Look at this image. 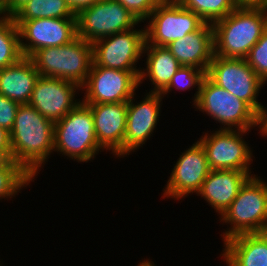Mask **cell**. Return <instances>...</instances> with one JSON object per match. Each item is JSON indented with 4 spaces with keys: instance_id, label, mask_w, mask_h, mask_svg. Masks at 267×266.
<instances>
[{
    "instance_id": "cell-1",
    "label": "cell",
    "mask_w": 267,
    "mask_h": 266,
    "mask_svg": "<svg viewBox=\"0 0 267 266\" xmlns=\"http://www.w3.org/2000/svg\"><path fill=\"white\" fill-rule=\"evenodd\" d=\"M9 133L12 160L34 179L53 154L54 123L31 105L20 104Z\"/></svg>"
},
{
    "instance_id": "cell-2",
    "label": "cell",
    "mask_w": 267,
    "mask_h": 266,
    "mask_svg": "<svg viewBox=\"0 0 267 266\" xmlns=\"http://www.w3.org/2000/svg\"><path fill=\"white\" fill-rule=\"evenodd\" d=\"M214 55L245 59L267 30V8L237 7L213 23Z\"/></svg>"
},
{
    "instance_id": "cell-3",
    "label": "cell",
    "mask_w": 267,
    "mask_h": 266,
    "mask_svg": "<svg viewBox=\"0 0 267 266\" xmlns=\"http://www.w3.org/2000/svg\"><path fill=\"white\" fill-rule=\"evenodd\" d=\"M257 176L246 180L236 198L219 216L222 225L230 226L220 234L222 241L238 234L267 232V183Z\"/></svg>"
},
{
    "instance_id": "cell-4",
    "label": "cell",
    "mask_w": 267,
    "mask_h": 266,
    "mask_svg": "<svg viewBox=\"0 0 267 266\" xmlns=\"http://www.w3.org/2000/svg\"><path fill=\"white\" fill-rule=\"evenodd\" d=\"M29 58L40 76L69 80L81 87L93 64V47L77 36L66 45L38 49Z\"/></svg>"
},
{
    "instance_id": "cell-5",
    "label": "cell",
    "mask_w": 267,
    "mask_h": 266,
    "mask_svg": "<svg viewBox=\"0 0 267 266\" xmlns=\"http://www.w3.org/2000/svg\"><path fill=\"white\" fill-rule=\"evenodd\" d=\"M99 151L104 149L96 139L92 111L83 102L54 123V152L88 163Z\"/></svg>"
},
{
    "instance_id": "cell-6",
    "label": "cell",
    "mask_w": 267,
    "mask_h": 266,
    "mask_svg": "<svg viewBox=\"0 0 267 266\" xmlns=\"http://www.w3.org/2000/svg\"><path fill=\"white\" fill-rule=\"evenodd\" d=\"M192 105L217 121L221 125L219 129L251 132L258 127L260 130V116L246 102L215 84L207 75L201 82L198 99Z\"/></svg>"
},
{
    "instance_id": "cell-7",
    "label": "cell",
    "mask_w": 267,
    "mask_h": 266,
    "mask_svg": "<svg viewBox=\"0 0 267 266\" xmlns=\"http://www.w3.org/2000/svg\"><path fill=\"white\" fill-rule=\"evenodd\" d=\"M206 75L218 86L246 102L260 117L265 106L258 96L265 82L242 58H225L214 55Z\"/></svg>"
},
{
    "instance_id": "cell-8",
    "label": "cell",
    "mask_w": 267,
    "mask_h": 266,
    "mask_svg": "<svg viewBox=\"0 0 267 266\" xmlns=\"http://www.w3.org/2000/svg\"><path fill=\"white\" fill-rule=\"evenodd\" d=\"M146 21L145 45L156 46H168L172 41L197 31L205 23L177 0H162Z\"/></svg>"
},
{
    "instance_id": "cell-9",
    "label": "cell",
    "mask_w": 267,
    "mask_h": 266,
    "mask_svg": "<svg viewBox=\"0 0 267 266\" xmlns=\"http://www.w3.org/2000/svg\"><path fill=\"white\" fill-rule=\"evenodd\" d=\"M141 24L116 0H99L76 14L77 36L93 43Z\"/></svg>"
},
{
    "instance_id": "cell-10",
    "label": "cell",
    "mask_w": 267,
    "mask_h": 266,
    "mask_svg": "<svg viewBox=\"0 0 267 266\" xmlns=\"http://www.w3.org/2000/svg\"><path fill=\"white\" fill-rule=\"evenodd\" d=\"M211 132H203L197 140L205 150L210 170L251 171L253 150L243 138L249 131L217 129Z\"/></svg>"
},
{
    "instance_id": "cell-11",
    "label": "cell",
    "mask_w": 267,
    "mask_h": 266,
    "mask_svg": "<svg viewBox=\"0 0 267 266\" xmlns=\"http://www.w3.org/2000/svg\"><path fill=\"white\" fill-rule=\"evenodd\" d=\"M140 71L96 66L94 63L81 86L84 104L128 102L139 86Z\"/></svg>"
},
{
    "instance_id": "cell-12",
    "label": "cell",
    "mask_w": 267,
    "mask_h": 266,
    "mask_svg": "<svg viewBox=\"0 0 267 266\" xmlns=\"http://www.w3.org/2000/svg\"><path fill=\"white\" fill-rule=\"evenodd\" d=\"M145 42V28L138 30L136 26L98 39L92 43L93 63L111 69L141 71L136 65L143 56Z\"/></svg>"
},
{
    "instance_id": "cell-13",
    "label": "cell",
    "mask_w": 267,
    "mask_h": 266,
    "mask_svg": "<svg viewBox=\"0 0 267 266\" xmlns=\"http://www.w3.org/2000/svg\"><path fill=\"white\" fill-rule=\"evenodd\" d=\"M14 22L19 28L23 57H30L38 49L66 45L77 37L76 18H41Z\"/></svg>"
},
{
    "instance_id": "cell-14",
    "label": "cell",
    "mask_w": 267,
    "mask_h": 266,
    "mask_svg": "<svg viewBox=\"0 0 267 266\" xmlns=\"http://www.w3.org/2000/svg\"><path fill=\"white\" fill-rule=\"evenodd\" d=\"M179 156L163 188L164 199L182 200L186 195L196 194L210 172L205 150L198 141Z\"/></svg>"
},
{
    "instance_id": "cell-15",
    "label": "cell",
    "mask_w": 267,
    "mask_h": 266,
    "mask_svg": "<svg viewBox=\"0 0 267 266\" xmlns=\"http://www.w3.org/2000/svg\"><path fill=\"white\" fill-rule=\"evenodd\" d=\"M80 90L69 80L39 76L28 104L56 123L81 102L75 98Z\"/></svg>"
},
{
    "instance_id": "cell-16",
    "label": "cell",
    "mask_w": 267,
    "mask_h": 266,
    "mask_svg": "<svg viewBox=\"0 0 267 266\" xmlns=\"http://www.w3.org/2000/svg\"><path fill=\"white\" fill-rule=\"evenodd\" d=\"M135 95L127 102L124 157L145 145L157 128L161 116V93L147 92L140 102H135Z\"/></svg>"
},
{
    "instance_id": "cell-17",
    "label": "cell",
    "mask_w": 267,
    "mask_h": 266,
    "mask_svg": "<svg viewBox=\"0 0 267 266\" xmlns=\"http://www.w3.org/2000/svg\"><path fill=\"white\" fill-rule=\"evenodd\" d=\"M92 111L99 145L115 157H124L127 102L86 104Z\"/></svg>"
},
{
    "instance_id": "cell-18",
    "label": "cell",
    "mask_w": 267,
    "mask_h": 266,
    "mask_svg": "<svg viewBox=\"0 0 267 266\" xmlns=\"http://www.w3.org/2000/svg\"><path fill=\"white\" fill-rule=\"evenodd\" d=\"M181 66H192L207 73L214 56L213 24L204 23L197 31L166 46Z\"/></svg>"
},
{
    "instance_id": "cell-19",
    "label": "cell",
    "mask_w": 267,
    "mask_h": 266,
    "mask_svg": "<svg viewBox=\"0 0 267 266\" xmlns=\"http://www.w3.org/2000/svg\"><path fill=\"white\" fill-rule=\"evenodd\" d=\"M251 171L210 170L208 176L196 193L222 215L236 198L239 189L246 180L255 175Z\"/></svg>"
},
{
    "instance_id": "cell-20",
    "label": "cell",
    "mask_w": 267,
    "mask_h": 266,
    "mask_svg": "<svg viewBox=\"0 0 267 266\" xmlns=\"http://www.w3.org/2000/svg\"><path fill=\"white\" fill-rule=\"evenodd\" d=\"M223 244L227 266H267V232L238 234Z\"/></svg>"
},
{
    "instance_id": "cell-21",
    "label": "cell",
    "mask_w": 267,
    "mask_h": 266,
    "mask_svg": "<svg viewBox=\"0 0 267 266\" xmlns=\"http://www.w3.org/2000/svg\"><path fill=\"white\" fill-rule=\"evenodd\" d=\"M39 76L32 60L22 57L0 69V94L19 104H28Z\"/></svg>"
},
{
    "instance_id": "cell-22",
    "label": "cell",
    "mask_w": 267,
    "mask_h": 266,
    "mask_svg": "<svg viewBox=\"0 0 267 266\" xmlns=\"http://www.w3.org/2000/svg\"><path fill=\"white\" fill-rule=\"evenodd\" d=\"M146 54V55H145ZM145 58V69H141L139 75V87L144 80L151 81L154 85L151 91L161 93L170 83L172 77L181 67L180 63L172 55L166 46L144 45L143 56Z\"/></svg>"
},
{
    "instance_id": "cell-23",
    "label": "cell",
    "mask_w": 267,
    "mask_h": 266,
    "mask_svg": "<svg viewBox=\"0 0 267 266\" xmlns=\"http://www.w3.org/2000/svg\"><path fill=\"white\" fill-rule=\"evenodd\" d=\"M13 20L76 18L66 0H29L13 15Z\"/></svg>"
},
{
    "instance_id": "cell-24",
    "label": "cell",
    "mask_w": 267,
    "mask_h": 266,
    "mask_svg": "<svg viewBox=\"0 0 267 266\" xmlns=\"http://www.w3.org/2000/svg\"><path fill=\"white\" fill-rule=\"evenodd\" d=\"M23 57L19 28L12 16H0V69L17 63Z\"/></svg>"
},
{
    "instance_id": "cell-25",
    "label": "cell",
    "mask_w": 267,
    "mask_h": 266,
    "mask_svg": "<svg viewBox=\"0 0 267 266\" xmlns=\"http://www.w3.org/2000/svg\"><path fill=\"white\" fill-rule=\"evenodd\" d=\"M185 8L193 11L204 22L213 24L225 18L237 6L233 0H177Z\"/></svg>"
},
{
    "instance_id": "cell-26",
    "label": "cell",
    "mask_w": 267,
    "mask_h": 266,
    "mask_svg": "<svg viewBox=\"0 0 267 266\" xmlns=\"http://www.w3.org/2000/svg\"><path fill=\"white\" fill-rule=\"evenodd\" d=\"M33 179L18 163L13 160L0 169V200L15 197L22 188L27 187Z\"/></svg>"
},
{
    "instance_id": "cell-27",
    "label": "cell",
    "mask_w": 267,
    "mask_h": 266,
    "mask_svg": "<svg viewBox=\"0 0 267 266\" xmlns=\"http://www.w3.org/2000/svg\"><path fill=\"white\" fill-rule=\"evenodd\" d=\"M205 75L206 73L201 69L192 66H181L172 77L168 86L161 92V95L164 97V95L170 94L173 88L175 90L185 91L195 87L196 92L192 101L194 104L198 99L201 82Z\"/></svg>"
},
{
    "instance_id": "cell-28",
    "label": "cell",
    "mask_w": 267,
    "mask_h": 266,
    "mask_svg": "<svg viewBox=\"0 0 267 266\" xmlns=\"http://www.w3.org/2000/svg\"><path fill=\"white\" fill-rule=\"evenodd\" d=\"M245 60L255 73L267 83V30L250 49Z\"/></svg>"
},
{
    "instance_id": "cell-29",
    "label": "cell",
    "mask_w": 267,
    "mask_h": 266,
    "mask_svg": "<svg viewBox=\"0 0 267 266\" xmlns=\"http://www.w3.org/2000/svg\"><path fill=\"white\" fill-rule=\"evenodd\" d=\"M121 3L139 22L146 21L162 0H116Z\"/></svg>"
},
{
    "instance_id": "cell-30",
    "label": "cell",
    "mask_w": 267,
    "mask_h": 266,
    "mask_svg": "<svg viewBox=\"0 0 267 266\" xmlns=\"http://www.w3.org/2000/svg\"><path fill=\"white\" fill-rule=\"evenodd\" d=\"M19 103L0 94V126L10 132L13 128Z\"/></svg>"
},
{
    "instance_id": "cell-31",
    "label": "cell",
    "mask_w": 267,
    "mask_h": 266,
    "mask_svg": "<svg viewBox=\"0 0 267 266\" xmlns=\"http://www.w3.org/2000/svg\"><path fill=\"white\" fill-rule=\"evenodd\" d=\"M29 0H0V11L4 16H12Z\"/></svg>"
},
{
    "instance_id": "cell-32",
    "label": "cell",
    "mask_w": 267,
    "mask_h": 266,
    "mask_svg": "<svg viewBox=\"0 0 267 266\" xmlns=\"http://www.w3.org/2000/svg\"><path fill=\"white\" fill-rule=\"evenodd\" d=\"M237 7L267 8V0H233Z\"/></svg>"
},
{
    "instance_id": "cell-33",
    "label": "cell",
    "mask_w": 267,
    "mask_h": 266,
    "mask_svg": "<svg viewBox=\"0 0 267 266\" xmlns=\"http://www.w3.org/2000/svg\"><path fill=\"white\" fill-rule=\"evenodd\" d=\"M72 10L77 14L85 7H90L99 0H66Z\"/></svg>"
},
{
    "instance_id": "cell-34",
    "label": "cell",
    "mask_w": 267,
    "mask_h": 266,
    "mask_svg": "<svg viewBox=\"0 0 267 266\" xmlns=\"http://www.w3.org/2000/svg\"><path fill=\"white\" fill-rule=\"evenodd\" d=\"M0 149H11L10 133L0 126Z\"/></svg>"
},
{
    "instance_id": "cell-35",
    "label": "cell",
    "mask_w": 267,
    "mask_h": 266,
    "mask_svg": "<svg viewBox=\"0 0 267 266\" xmlns=\"http://www.w3.org/2000/svg\"><path fill=\"white\" fill-rule=\"evenodd\" d=\"M11 161V149H0V169L5 168Z\"/></svg>"
},
{
    "instance_id": "cell-36",
    "label": "cell",
    "mask_w": 267,
    "mask_h": 266,
    "mask_svg": "<svg viewBox=\"0 0 267 266\" xmlns=\"http://www.w3.org/2000/svg\"><path fill=\"white\" fill-rule=\"evenodd\" d=\"M260 136L266 137L267 136V108H264L263 114L260 117Z\"/></svg>"
},
{
    "instance_id": "cell-37",
    "label": "cell",
    "mask_w": 267,
    "mask_h": 266,
    "mask_svg": "<svg viewBox=\"0 0 267 266\" xmlns=\"http://www.w3.org/2000/svg\"><path fill=\"white\" fill-rule=\"evenodd\" d=\"M137 266H156V264L147 258V260H145V259L142 261L140 260V263H138Z\"/></svg>"
}]
</instances>
